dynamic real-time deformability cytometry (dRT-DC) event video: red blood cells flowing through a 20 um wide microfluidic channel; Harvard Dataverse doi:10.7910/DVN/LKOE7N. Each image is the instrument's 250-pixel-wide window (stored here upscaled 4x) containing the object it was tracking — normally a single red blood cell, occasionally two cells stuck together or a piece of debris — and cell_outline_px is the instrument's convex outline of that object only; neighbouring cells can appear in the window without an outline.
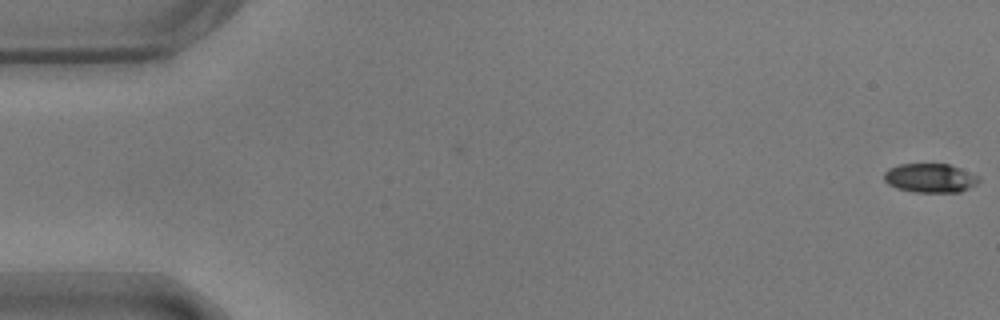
{"species": "common noctule bat (a hibernating species)", "species_latin": "Nyctalus noctula", "temperature_condition": "warm", "stored_images_in_passage": 57, "camera_frame_rate_fps": 3000, "um_per_image_px": 0.085, "animal": {"sex": "male", "body_mass_g": 17.9}, "frame": {"image": 1, "passage_image": 1, "time_ms": 0.0, "image_size_px": [1000, 320], "cell_outline_px": [[980, 180], [976, 184], [960, 192], [916, 192], [896, 188], [888, 184], [884, 180], [884, 172], [888, 168], [900, 164], [948, 164], [960, 168], [980, 176]], "centroid_in_image_um": [79.06, 15.13], "position_along_channel_um": 5.9, "area_um2": 16.07}}
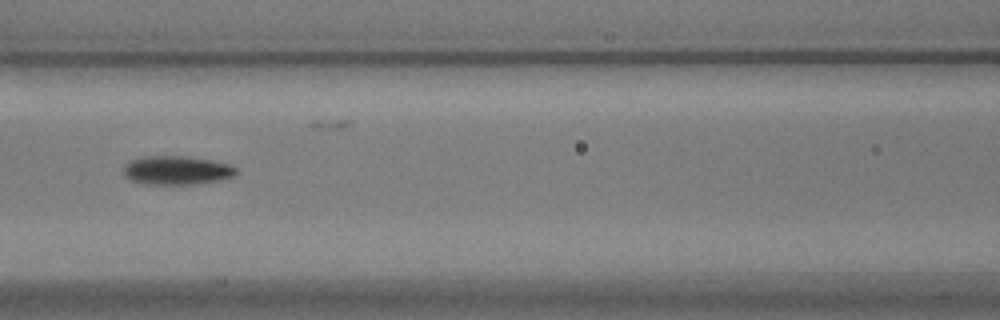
{"frame": {"image": 2, "passage_image": 25, "time_ms": 8.0, "image_size_px": [1000, 320], "cell_outline_px": [[236, 172], [232, 176], [216, 180], [196, 184], [140, 184], [128, 180], [124, 176], [124, 164], [128, 160], [140, 156], [184, 156], [212, 160], [228, 164], [236, 168]], "centroid_in_image_um": [14.91, 14.47], "position_along_channel_um": 151.7, "area_um2": 19.02}}
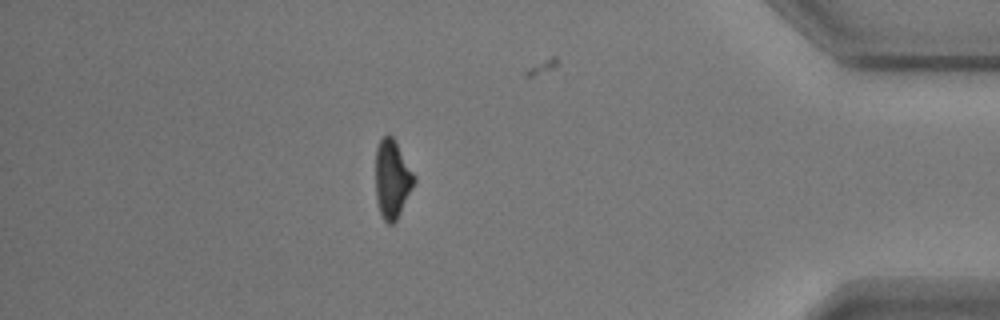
{"frame": {"image": 3, "passage_image": 49, "time_ms": 16.0, "image_size_px": [1000, 320], "cell_outline_px": [[416, 180], [396, 220], [392, 224], [388, 224], [384, 220], [380, 212], [376, 200], [376, 148], [380, 140], [384, 136], [392, 136], [416, 176]], "centroid_in_image_um": [33.33, 15.22], "position_along_channel_um": 401.9, "area_um2": 17.34}, "authors_computed_cell_mechanics": {"area_um2": 17.7446, "velocity_mm_per_s": 3.6572, "shape_relaxation_time_tau1_ms": 3.566, "shape_relaxation_time_tau2_ms": 4.4037, "deformation_change_tau1": 0.1599, "deformation_change_tau2": 0.0958}}